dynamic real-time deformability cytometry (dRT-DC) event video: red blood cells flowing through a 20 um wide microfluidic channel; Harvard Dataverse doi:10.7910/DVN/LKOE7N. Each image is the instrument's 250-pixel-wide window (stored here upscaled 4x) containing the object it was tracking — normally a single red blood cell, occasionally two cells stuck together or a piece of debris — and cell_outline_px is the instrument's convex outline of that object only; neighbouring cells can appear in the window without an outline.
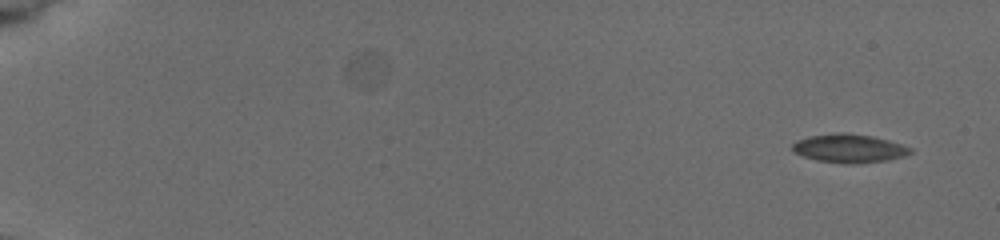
{"species": "common noctule bat (a hibernating species)", "species_latin": "Nyctalus noctula", "temperature_condition": "cold", "stored_images_in_passage": 7, "camera_frame_rate_fps": 3000, "um_per_image_px": 0.085, "animal": {"sex": "female", "body_mass_g": 19.5, "forearm_length_mm": 54.1}, "frame": {"image": 1, "passage_image": 1, "time_ms": 0.0, "image_size_px": [1000, 240], "cell_outline_px": [[912, 152], [904, 156], [884, 160], [816, 160], [792, 152], [792, 144], [796, 140], [808, 136], [840, 132], [844, 132], [872, 136], [888, 140], [912, 148]], "centroid_in_image_um": [72.12, 12.54], "position_along_channel_um": 12.9, "area_um2": 18.5}}
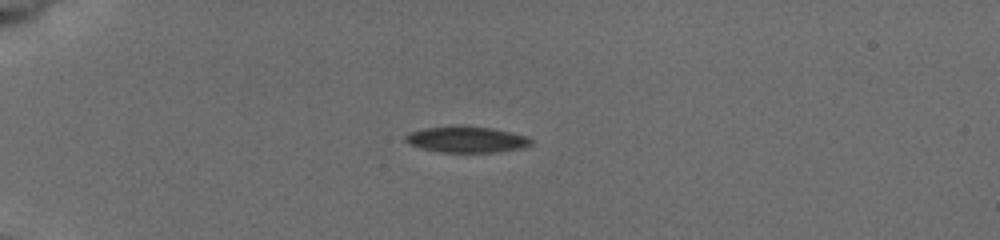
{"frame": {"image": 2, "passage_image": 6, "time_ms": 4.333, "image_size_px": [1000, 240], "cell_outline_px": [[532, 144], [520, 148], [492, 152], [440, 152], [424, 148], [412, 144], [404, 140], [404, 136], [408, 132], [424, 128], [456, 124], [492, 128], [528, 136], [532, 140]], "centroid_in_image_um": [39.64, 11.82], "position_along_channel_um": 45.4, "area_um2": 19.19}}